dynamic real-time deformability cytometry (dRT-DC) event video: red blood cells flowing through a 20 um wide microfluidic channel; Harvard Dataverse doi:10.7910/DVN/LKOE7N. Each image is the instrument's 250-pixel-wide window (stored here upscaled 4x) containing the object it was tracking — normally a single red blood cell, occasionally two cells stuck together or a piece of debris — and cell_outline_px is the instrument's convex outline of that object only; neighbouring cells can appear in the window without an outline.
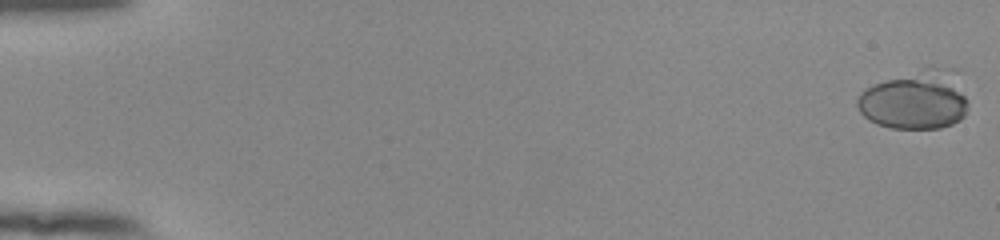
{"species": "human", "species_latin": "Homo sapiens", "temperature_condition": "room temperature", "stored_images_in_passage": 55, "camera_frame_rate_fps": 3000, "um_per_image_px": 0.085, "donor": {"sex": "female"}, "frame": {"image": 1, "passage_image": 1, "time_ms": 0.0, "image_size_px": [1000, 240], "cell_outline_px": [[968, 104], [964, 116], [960, 120], [952, 124], [940, 128], [892, 128], [876, 124], [868, 120], [860, 112], [856, 104], [856, 100], [860, 92], [876, 84], [928, 64], [932, 64], [940, 68], [964, 96]], "centroid_in_image_um": [77.68, 8.54], "position_along_channel_um": 7.3, "area_um2": 36.88}}
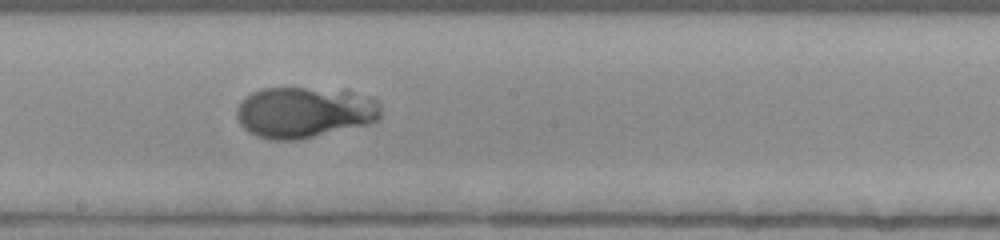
{"frame": {"image": 2, "passage_image": 32, "time_ms": 10.333, "image_size_px": [1000, 240], "cell_outline_px": [[380, 116], [376, 120], [368, 124], [300, 140], [272, 140], [256, 136], [248, 132], [240, 124], [236, 116], [236, 108], [240, 100], [244, 96], [252, 92], [264, 88], [344, 88], [372, 96], [376, 100], [380, 108]], "centroid_in_image_um": [25.88, 9.52], "position_along_channel_um": 222.3, "area_um2": 43.81}}
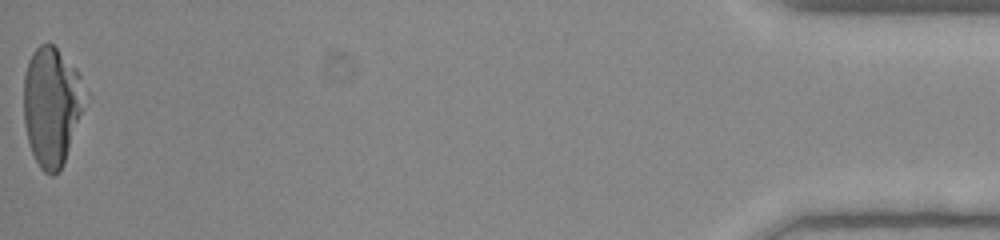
{"frame": {"image": 3, "passage_image": 55, "time_ms": 18.0, "image_size_px": [1000, 240], "cell_outline_px": [[92, 96], [64, 164], [52, 176], [44, 172], [40, 168], [32, 152], [28, 140], [24, 124], [24, 76], [28, 60], [32, 52], [40, 44], [52, 44], [80, 72]], "centroid_in_image_um": [4.49, 9.01], "position_along_channel_um": 430.7, "area_um2": 44.1}, "authors_computed_cell_mechanics": {"area_um2": 42.5408, "velocity_mm_per_s": 3.8848, "shape_relaxation_time_tau1_ms": 5.6988, "shape_relaxation_time_tau2_ms": null, "deformation_change_tau1": 0.1502, "deformation_change_tau2": null}}